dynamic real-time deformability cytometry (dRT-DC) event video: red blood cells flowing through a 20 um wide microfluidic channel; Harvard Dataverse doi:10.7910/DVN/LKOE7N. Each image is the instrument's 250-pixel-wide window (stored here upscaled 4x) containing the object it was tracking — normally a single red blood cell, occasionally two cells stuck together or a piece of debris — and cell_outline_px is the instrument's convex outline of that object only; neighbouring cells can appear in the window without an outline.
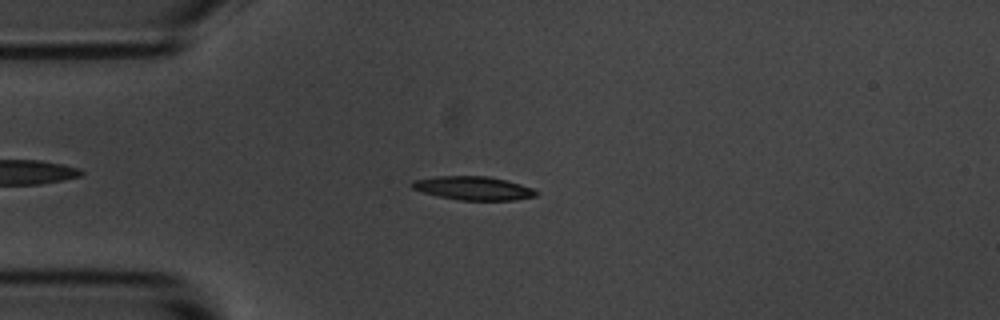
{"species": "common noctule bat (a hibernating species)", "species_latin": "Nyctalus noctula", "temperature_condition": "room temperature", "stored_images_in_passage": 5, "camera_frame_rate_fps": 3000, "um_per_image_px": 0.085, "animal": {"sex": "male", "body_mass_g": 20.1, "forearm_length_mm": 53.5}, "frame": {"image": 1, "passage_image": 3, "time_ms": 0.667, "image_size_px": [1000, 320], "cell_outline_px": [[540, 192], [536, 196], [516, 200], [460, 200], [440, 196], [424, 192], [412, 188], [408, 184], [412, 180], [436, 176], [488, 176], [520, 184], [532, 188]], "centroid_in_image_um": [40.22, 15.99], "position_along_channel_um": 44.8, "area_um2": 17.05}}